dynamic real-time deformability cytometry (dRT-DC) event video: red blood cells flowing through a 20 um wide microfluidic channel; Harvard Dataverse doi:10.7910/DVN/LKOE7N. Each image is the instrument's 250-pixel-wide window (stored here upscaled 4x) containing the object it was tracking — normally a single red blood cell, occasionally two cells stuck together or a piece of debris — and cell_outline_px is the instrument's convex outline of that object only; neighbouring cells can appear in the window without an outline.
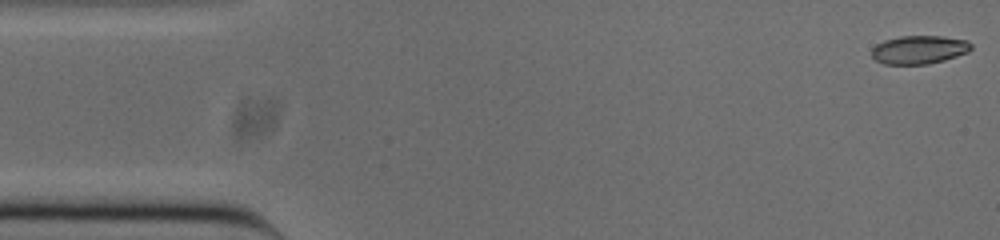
{"species": "common noctule bat (a hibernating species)", "species_latin": "Nyctalus noctula", "temperature_condition": "cold", "stored_images_in_passage": 52, "camera_frame_rate_fps": 3000, "um_per_image_px": 0.085, "animal": {"sex": "male", "body_mass_g": 20.0, "forearm_length_mm": 53.3}, "frame": {"image": 1, "passage_image": 1, "time_ms": 0.0, "image_size_px": [1000, 240], "cell_outline_px": [[972, 48], [968, 52], [944, 60], [928, 64], [884, 64], [876, 60], [872, 56], [872, 48], [876, 44], [884, 40], [900, 36], [940, 36], [968, 40], [972, 44]], "centroid_in_image_um": [78.13, 4.22], "position_along_channel_um": 6.9, "area_um2": 16.47}}
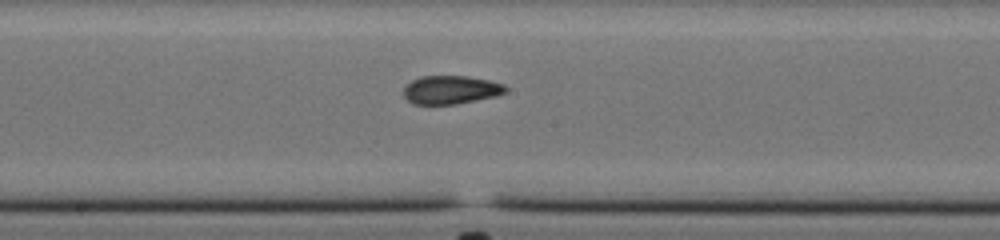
{"frame": {"image": 2, "passage_image": 26, "time_ms": 8.333, "image_size_px": [1000, 240], "cell_outline_px": [[508, 88], [504, 92], [496, 96], [456, 104], [412, 104], [404, 96], [404, 88], [412, 80], [420, 76], [468, 76], [488, 80], [504, 84]], "centroid_in_image_um": [38.31, 7.63], "position_along_channel_um": 209.9, "area_um2": 16.82}}
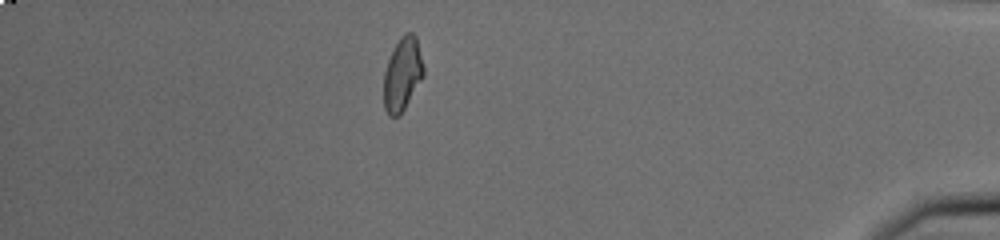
{"frame": {"image": 3, "passage_image": 45, "time_ms": 14.667, "image_size_px": [1000, 240], "cell_outline_px": [[424, 76], [400, 116], [388, 116], [384, 108], [384, 72], [388, 60], [400, 36], [404, 32], [412, 32], [416, 36], [424, 68]], "centroid_in_image_um": [34.21, 6.31], "position_along_channel_um": 401.0, "area_um2": 17.05}, "authors_computed_cell_mechanics": {"area_um2": 17.0221, "velocity_mm_per_s": 3.86, "shape_relaxation_time_tau1_ms": null, "shape_relaxation_time_tau2_ms": 2.5954, "deformation_change_tau1": null, "deformation_change_tau2": 0.0816}}